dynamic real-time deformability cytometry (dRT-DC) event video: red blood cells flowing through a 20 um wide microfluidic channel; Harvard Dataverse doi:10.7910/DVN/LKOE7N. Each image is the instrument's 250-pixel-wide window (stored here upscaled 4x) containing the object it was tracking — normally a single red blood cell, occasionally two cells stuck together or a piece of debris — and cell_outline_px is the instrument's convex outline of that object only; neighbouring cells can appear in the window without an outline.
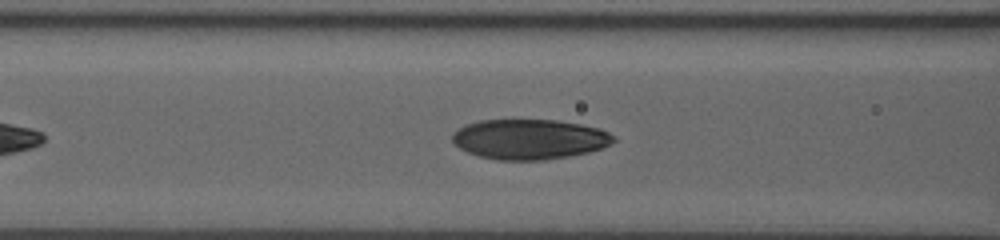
{"species": "human", "species_latin": "Homo sapiens", "temperature_condition": "room temperature", "stored_images_in_passage": 29, "camera_frame_rate_fps": 3000, "um_per_image_px": 0.085, "donor": {"sex": "male"}, "frame": {"image": 1, "passage_image": 9, "time_ms": 2.667, "image_size_px": [1000, 240], "cell_outline_px": [[616, 140], [612, 144], [604, 148], [588, 152], [568, 156], [544, 160], [496, 160], [480, 156], [468, 152], [460, 148], [452, 140], [452, 132], [468, 124], [480, 120], [556, 120], [580, 124], [600, 128], [616, 136]], "centroid_in_image_um": [45.05, 11.83], "position_along_channel_um": 121.6, "area_um2": 37.74}}
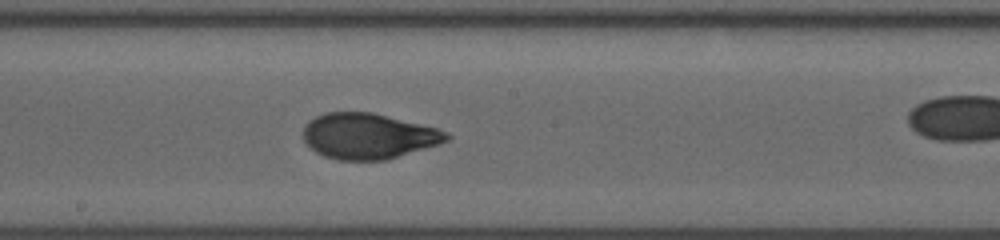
{"frame": {"image": 2, "passage_image": 16, "time_ms": 5.0, "image_size_px": [1000, 240], "cell_outline_px": [[452, 136], [448, 140], [440, 144], [384, 160], [340, 160], [324, 156], [316, 152], [304, 140], [304, 124], [308, 120], [324, 112], [372, 112], [436, 128], [448, 132]], "centroid_in_image_um": [31.3, 11.56], "position_along_channel_um": 216.9, "area_um2": 37.97}}
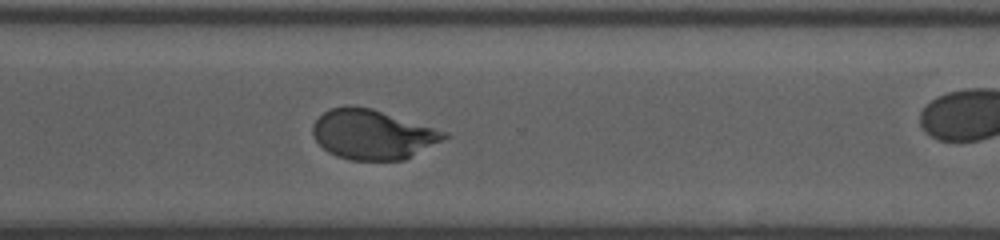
{"frame": {"image": 3, "passage_image": 25, "time_ms": 8.0, "image_size_px": [1000, 240], "cell_outline_px": [[452, 136], [404, 160], [352, 160], [336, 156], [328, 152], [316, 140], [312, 132], [312, 124], [324, 112], [332, 108], [372, 108], [448, 132]], "centroid_in_image_um": [31.72, 11.45], "position_along_channel_um": 338.9, "area_um2": 37.63}}